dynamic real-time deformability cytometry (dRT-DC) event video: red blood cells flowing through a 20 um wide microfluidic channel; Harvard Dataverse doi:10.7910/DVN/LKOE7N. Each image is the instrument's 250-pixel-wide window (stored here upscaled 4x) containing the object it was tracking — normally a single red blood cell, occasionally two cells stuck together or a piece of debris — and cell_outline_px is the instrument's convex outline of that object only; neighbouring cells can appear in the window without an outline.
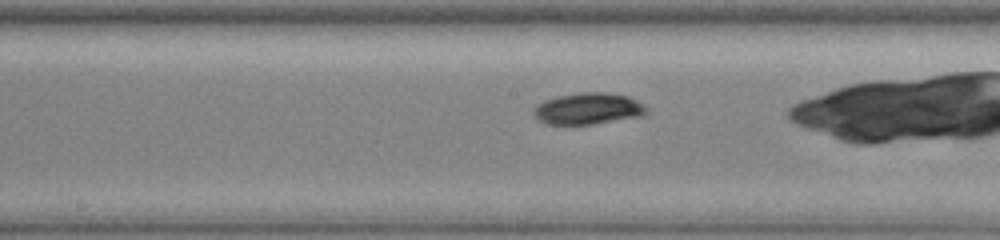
{"species": "common noctule bat (a hibernating species)", "species_latin": "Nyctalus noctula", "temperature_condition": "warm", "stored_images_in_passage": 28, "camera_frame_rate_fps": 3000, "um_per_image_px": 0.085, "animal": {"sex": "female", "body_mass_g": 19.0, "forearm_length_mm": 51.5}, "frame": {"image": 1, "passage_image": 13, "time_ms": 5.0, "image_size_px": [1000, 240], "cell_outline_px": [[648, 112], [644, 116], [592, 124], [548, 124], [532, 116], [532, 108], [536, 104], [544, 100], [556, 96], [580, 92], [608, 92], [628, 96], [644, 104], [648, 108]], "centroid_in_image_um": [49.99, 9.22], "position_along_channel_um": 198.2, "area_um2": 21.1}}
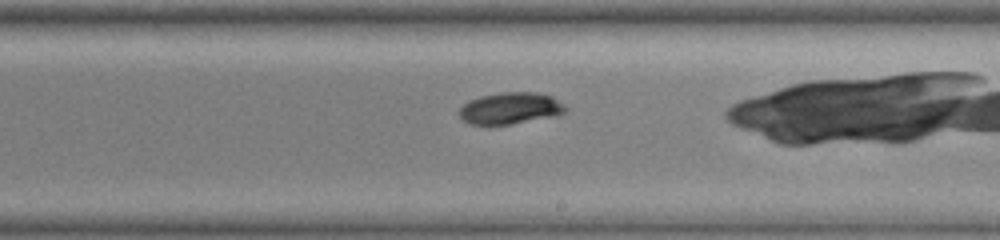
{"frame": {"image": 2, "passage_image": 16, "time_ms": 6.333, "image_size_px": [1000, 240], "cell_outline_px": [[568, 108], [560, 116], [508, 124], [472, 124], [464, 120], [456, 112], [468, 100], [480, 96], [500, 92], [536, 92], [552, 96], [564, 104]], "centroid_in_image_um": [43.41, 9.19], "position_along_channel_um": 245.6, "area_um2": 19.77}}
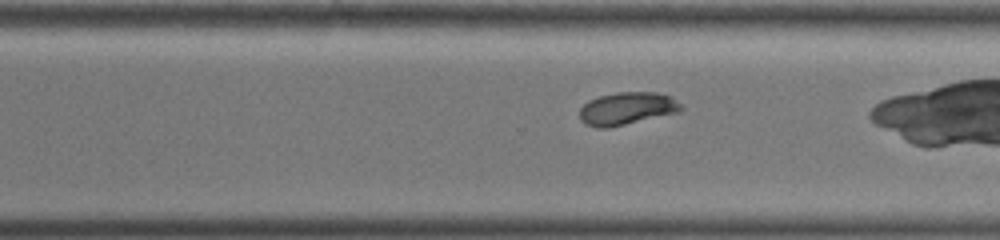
{"frame": {"image": 3, "passage_image": 21, "time_ms": 8.333, "image_size_px": [1000, 240], "cell_outline_px": [[684, 108], [680, 112], [624, 124], [604, 128], [600, 128], [584, 124], [580, 120], [580, 108], [588, 100], [600, 96], [616, 92], [656, 92], [672, 96]], "centroid_in_image_um": [53.3, 9.21], "position_along_channel_um": 317.3, "area_um2": 19.25}}